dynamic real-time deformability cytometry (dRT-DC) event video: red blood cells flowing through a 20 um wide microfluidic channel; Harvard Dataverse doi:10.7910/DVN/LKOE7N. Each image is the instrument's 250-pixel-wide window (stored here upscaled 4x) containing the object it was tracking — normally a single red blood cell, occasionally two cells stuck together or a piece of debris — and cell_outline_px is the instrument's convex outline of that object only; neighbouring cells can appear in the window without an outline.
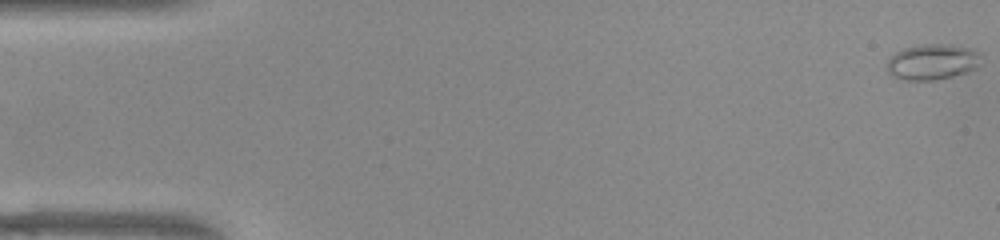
{"species": "common noctule bat (a hibernating species)", "species_latin": "Nyctalus noctula", "temperature_condition": "warm", "stored_images_in_passage": 52, "camera_frame_rate_fps": 3000, "um_per_image_px": 0.085, "animal": {"sex": "female", "body_mass_g": 22.0, "forearm_length_mm": 56.7}, "frame": {"image": 1, "passage_image": 1, "time_ms": 0.0, "image_size_px": [1000, 240], "cell_outline_px": [[980, 56], [976, 68], [968, 72], [936, 80], [900, 80], [892, 76], [888, 72], [888, 60], [896, 52], [904, 48], [924, 44], [948, 44], [972, 48], [980, 52]], "centroid_in_image_um": [79.25, 5.26], "position_along_channel_um": 5.7, "area_um2": 19.59}}
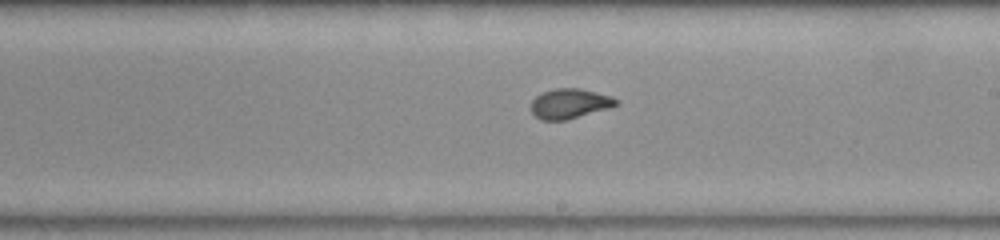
{"frame": {"image": 2, "passage_image": 30, "time_ms": 9.667, "image_size_px": [1000, 240], "cell_outline_px": [[620, 104], [608, 108], [564, 120], [540, 120], [532, 112], [532, 100], [540, 92], [556, 88], [580, 88], [612, 96], [620, 100]], "centroid_in_image_um": [48.44, 8.79], "position_along_channel_um": 240.6, "area_um2": 14.8}}
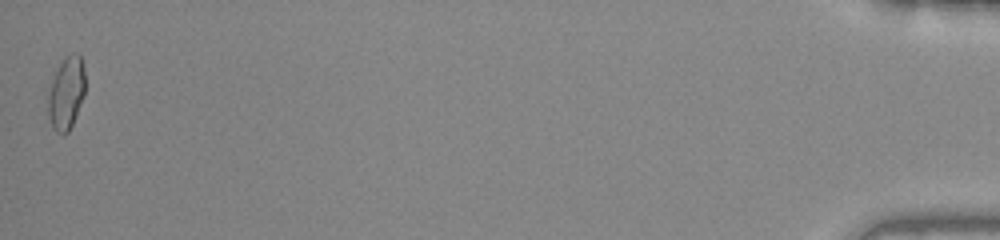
{"frame": {"image": 3, "passage_image": 52, "time_ms": 17.0, "image_size_px": [1000, 240], "cell_outline_px": [[84, 96], [72, 124], [68, 132], [64, 136], [60, 136], [52, 128], [48, 116], [48, 96], [52, 72], [72, 52], [76, 52], [80, 56], [84, 68]], "centroid_in_image_um": [5.6, 7.94], "position_along_channel_um": 429.6, "area_um2": 15.95}, "authors_computed_cell_mechanics": {"area_um2": 15.5482, "velocity_mm_per_s": 3.9504, "shape_relaxation_time_tau1_ms": null, "shape_relaxation_time_tau2_ms": 0.8107, "deformation_change_tau1": null, "deformation_change_tau2": 0.0635}}